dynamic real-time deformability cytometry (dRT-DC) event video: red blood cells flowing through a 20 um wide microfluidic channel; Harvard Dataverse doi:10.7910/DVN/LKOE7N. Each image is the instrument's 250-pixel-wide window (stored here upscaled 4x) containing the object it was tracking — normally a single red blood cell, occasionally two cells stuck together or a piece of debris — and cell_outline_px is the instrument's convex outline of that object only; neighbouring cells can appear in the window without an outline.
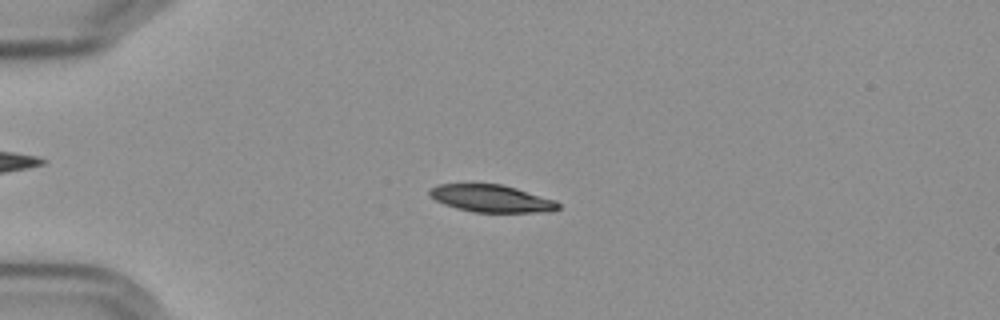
{"species": "Egyptian fruit bat (a non-hibernating species)", "species_latin": "Rousettus aegyptiacus", "temperature_condition": "cold", "stored_images_in_passage": 48, "camera_frame_rate_fps": 3000, "um_per_image_px": 0.085, "frame": {"image": 1, "passage_image": 6, "time_ms": 1.667, "image_size_px": [1000, 320], "cell_outline_px": [[560, 208], [552, 212], [476, 212], [456, 208], [444, 204], [428, 196], [428, 188], [436, 184], [500, 184], [516, 188], [556, 200], [560, 204]], "centroid_in_image_um": [41.76, 16.87], "position_along_channel_um": 43.2, "area_um2": 20.63}}
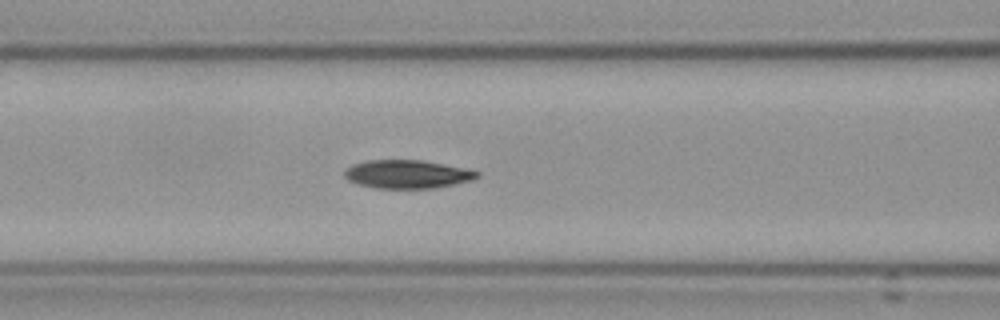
{"frame": {"image": 2, "passage_image": 16, "time_ms": 5.0, "image_size_px": [1000, 320], "cell_outline_px": [[480, 176], [472, 180], [432, 188], [376, 188], [360, 184], [348, 180], [344, 176], [344, 172], [352, 164], [368, 160], [420, 160], [444, 164], [480, 172]], "centroid_in_image_um": [34.6, 14.8], "position_along_channel_um": 132.0, "area_um2": 21.62}}
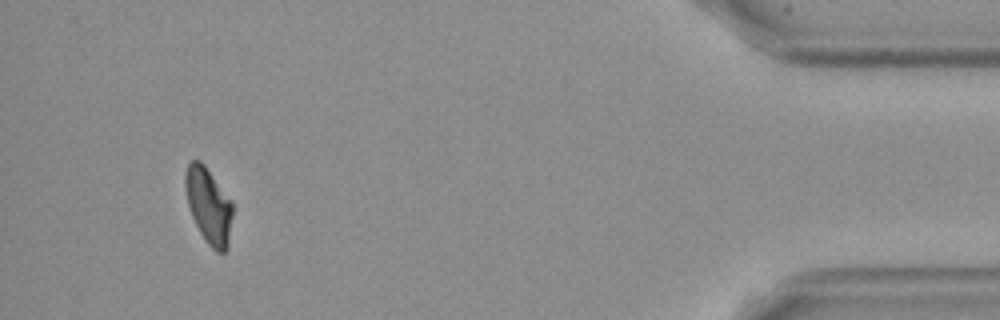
{"frame": {"image": 3, "passage_image": 45, "time_ms": 14.667, "image_size_px": [1000, 320], "cell_outline_px": [[232, 216], [228, 248], [224, 252], [216, 252], [204, 240], [192, 216], [188, 204], [184, 184], [184, 176], [188, 164], [192, 160], [200, 160], [204, 164], [232, 200]], "centroid_in_image_um": [17.74, 17.47], "position_along_channel_um": 417.5, "area_um2": 20.92}, "authors_computed_cell_mechanics": {"area_um2": 21.9062, "velocity_mm_per_s": 3.5942, "shape_relaxation_time_tau1_ms": 6.2856, "shape_relaxation_time_tau2_ms": null, "deformation_change_tau1": 0.1678, "deformation_change_tau2": null}}